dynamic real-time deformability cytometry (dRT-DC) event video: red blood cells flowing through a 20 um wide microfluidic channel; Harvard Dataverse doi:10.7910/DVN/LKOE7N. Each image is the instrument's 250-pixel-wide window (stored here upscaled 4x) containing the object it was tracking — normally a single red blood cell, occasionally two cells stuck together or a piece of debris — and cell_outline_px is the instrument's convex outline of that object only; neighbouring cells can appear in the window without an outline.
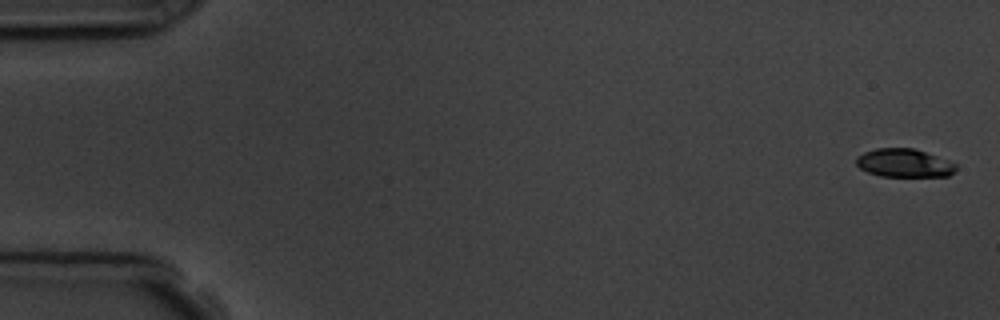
{"species": "common noctule bat (a hibernating species)", "species_latin": "Nyctalus noctula", "temperature_condition": "room temperature", "stored_images_in_passage": 5, "camera_frame_rate_fps": 3000, "um_per_image_px": 0.085, "animal": {"sex": "male", "body_mass_g": 19.5, "forearm_length_mm": 54.6}, "frame": {"image": 1, "passage_image": 1, "time_ms": 0.0, "image_size_px": [1000, 320], "cell_outline_px": [[956, 168], [948, 176], [880, 176], [868, 172], [860, 168], [856, 164], [856, 156], [864, 152], [876, 148], [912, 148], [936, 156], [956, 164]], "centroid_in_image_um": [76.8, 13.85], "position_along_channel_um": 8.2, "area_um2": 16.24}}
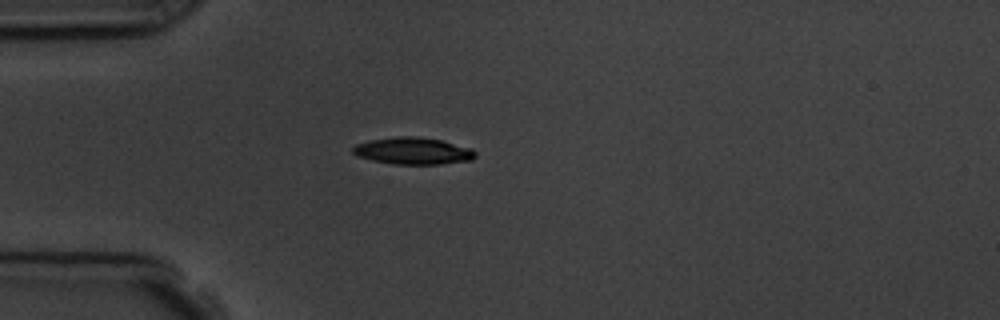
{"frame": {"image": 2, "passage_image": 5, "time_ms": 4.667, "image_size_px": [1000, 320], "cell_outline_px": [[476, 156], [472, 160], [440, 164], [392, 164], [372, 160], [356, 156], [352, 152], [352, 148], [356, 144], [368, 140], [400, 136], [416, 136], [440, 140], [472, 148], [476, 152]], "centroid_in_image_um": [35.1, 12.83], "position_along_channel_um": 49.9, "area_um2": 19.31}}